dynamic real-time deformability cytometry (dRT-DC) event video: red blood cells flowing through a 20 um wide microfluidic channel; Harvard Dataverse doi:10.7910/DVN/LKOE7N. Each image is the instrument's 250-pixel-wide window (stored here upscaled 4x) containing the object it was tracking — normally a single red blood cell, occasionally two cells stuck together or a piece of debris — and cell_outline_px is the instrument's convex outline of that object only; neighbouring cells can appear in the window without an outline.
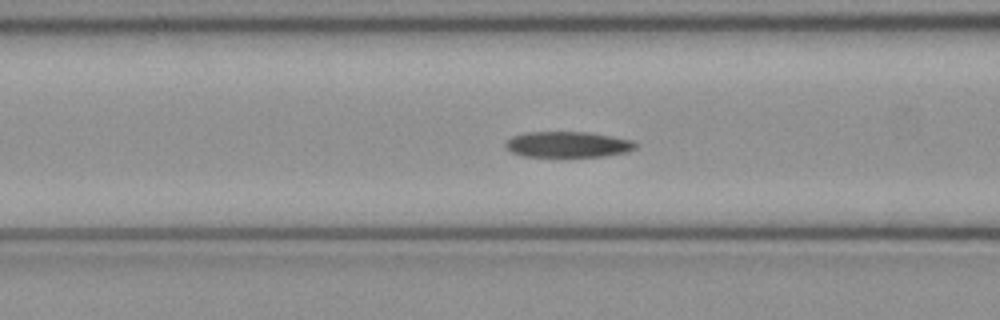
{"species": "common noctule bat (a hibernating species)", "species_latin": "Nyctalus noctula", "temperature_condition": "cold", "stored_images_in_passage": 51, "camera_frame_rate_fps": 3000, "um_per_image_px": 0.085, "animal": {"sex": "female", "body_mass_g": 21.9}, "frame": {"image": 1, "passage_image": 20, "time_ms": 6.333, "image_size_px": [1000, 320], "cell_outline_px": [[640, 144], [636, 148], [628, 152], [604, 156], [524, 156], [512, 152], [504, 148], [504, 144], [512, 136], [528, 132], [588, 132], [612, 136], [632, 140]], "centroid_in_image_um": [48.3, 12.27], "position_along_channel_um": 118.3, "area_um2": 19.59}}
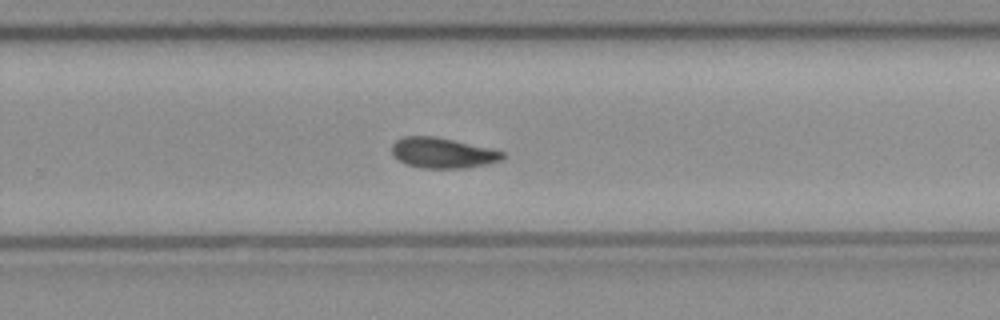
{"frame": {"image": 2, "passage_image": 33, "time_ms": 10.667, "image_size_px": [1000, 320], "cell_outline_px": [[504, 156], [500, 160], [488, 164], [468, 168], [420, 168], [404, 164], [392, 152], [392, 144], [396, 140], [404, 136], [432, 136], [452, 140], [488, 148], [504, 152]], "centroid_in_image_um": [37.6, 13.01], "position_along_channel_um": 292.2, "area_um2": 19.42}}
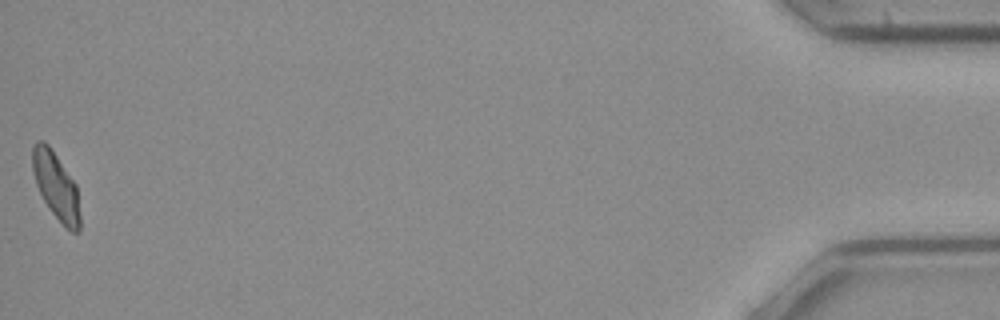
{"frame": {"image": 3, "passage_image": 51, "time_ms": 16.667, "image_size_px": [1000, 320], "cell_outline_px": [[80, 232], [72, 232], [48, 208], [36, 184], [32, 172], [32, 148], [36, 140], [44, 140], [48, 144], [76, 184], [80, 216]], "centroid_in_image_um": [4.75, 15.77], "position_along_channel_um": 430.5, "area_um2": 18.38}, "authors_computed_cell_mechanics": {"area_um2": 19.8254, "velocity_mm_per_s": 4.014, "shape_relaxation_time_tau1_ms": 5.5488, "shape_relaxation_time_tau2_ms": 6.4476, "deformation_change_tau1": 0.1556, "deformation_change_tau2": 0.1319}}